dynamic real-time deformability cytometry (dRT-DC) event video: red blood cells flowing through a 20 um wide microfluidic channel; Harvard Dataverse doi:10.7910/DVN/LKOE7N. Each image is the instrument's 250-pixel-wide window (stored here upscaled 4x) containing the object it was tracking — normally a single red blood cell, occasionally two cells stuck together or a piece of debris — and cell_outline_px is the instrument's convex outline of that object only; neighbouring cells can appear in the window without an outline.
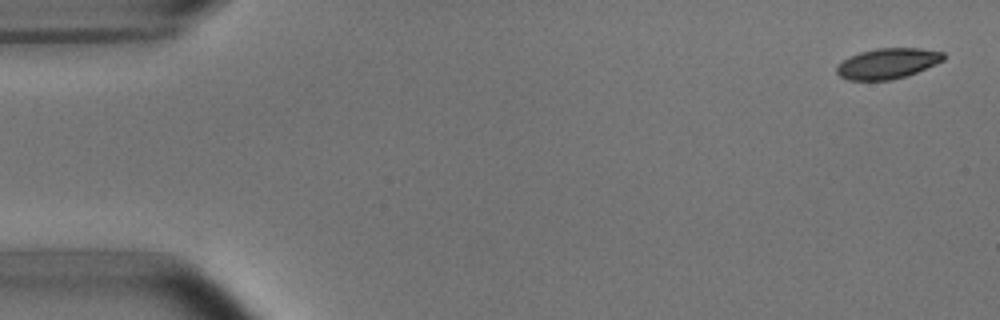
{"species": "common noctule bat (a hibernating species)", "species_latin": "Nyctalus noctula", "temperature_condition": "room temperature", "stored_images_in_passage": 6, "segment_of_instrument_passage": [1, 2], "camera_frame_rate_fps": 3000, "um_per_image_px": 0.085, "animal": {"sex": "male", "body_mass_g": 15.6}, "frame": {"image": 1, "passage_image": 1, "time_ms": 0.0, "image_size_px": [1000, 320], "cell_outline_px": [[944, 60], [936, 64], [916, 72], [904, 76], [888, 80], [848, 80], [840, 76], [836, 72], [836, 68], [844, 60], [860, 52], [876, 48], [920, 48], [944, 52]], "centroid_in_image_um": [75.46, 5.39], "position_along_channel_um": 9.5, "area_um2": 18.73}}